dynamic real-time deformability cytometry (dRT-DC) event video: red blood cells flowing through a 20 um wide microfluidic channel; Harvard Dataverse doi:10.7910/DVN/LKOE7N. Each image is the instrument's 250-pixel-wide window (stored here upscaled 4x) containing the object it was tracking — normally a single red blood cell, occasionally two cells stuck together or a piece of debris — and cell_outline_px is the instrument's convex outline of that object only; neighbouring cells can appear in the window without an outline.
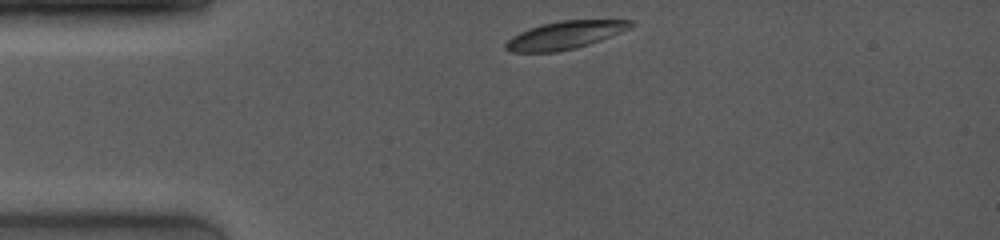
{"species": "common noctule bat (a hibernating species)", "species_latin": "Nyctalus noctula", "temperature_condition": "room temperature", "stored_images_in_passage": 15, "camera_frame_rate_fps": 4000, "um_per_image_px": 0.085, "animal": {"sex": "female", "body_mass_g": 19.0, "forearm_length_mm": 53.3}, "frame": {"image": 1, "passage_image": 1, "time_ms": 0.0, "image_size_px": [1000, 240], "cell_outline_px": [[636, 24], [632, 28], [600, 40], [576, 48], [556, 52], [512, 52], [504, 48], [504, 44], [512, 36], [528, 28], [540, 24], [560, 20], [632, 20]], "centroid_in_image_um": [48.02, 2.98], "position_along_channel_um": 37.0, "area_um2": 20.4}}
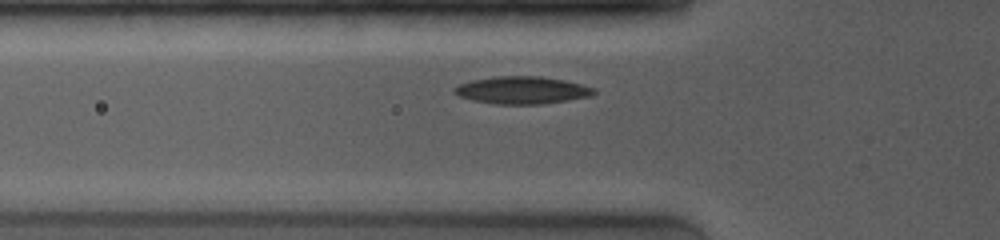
{"frame": {"image": 2, "passage_image": 12, "time_ms": 2.0, "image_size_px": [1000, 240], "cell_outline_px": [[596, 92], [592, 96], [568, 100], [540, 104], [492, 104], [472, 100], [460, 96], [452, 92], [452, 88], [460, 84], [472, 80], [496, 76], [540, 76], [564, 80], [596, 88]], "centroid_in_image_um": [44.37, 7.67], "position_along_channel_um": 81.4, "area_um2": 22.37}}